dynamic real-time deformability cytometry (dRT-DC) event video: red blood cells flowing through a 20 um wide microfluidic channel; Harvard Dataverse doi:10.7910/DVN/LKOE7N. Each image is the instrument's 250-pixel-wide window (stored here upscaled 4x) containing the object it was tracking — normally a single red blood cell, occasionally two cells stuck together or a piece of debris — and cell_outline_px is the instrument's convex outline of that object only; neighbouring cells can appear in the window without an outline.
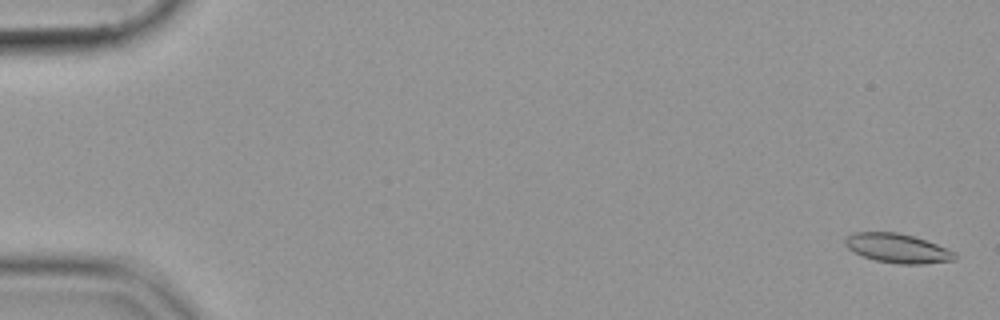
{"species": "common noctule bat (a hibernating species)", "species_latin": "Nyctalus noctula", "temperature_condition": "cold", "stored_images_in_passage": 56, "camera_frame_rate_fps": 3000, "um_per_image_px": 0.085, "animal": {"sex": "female", "body_mass_g": 19.9}, "frame": {"image": 1, "passage_image": 2, "time_ms": 0.333, "image_size_px": [1000, 320], "cell_outline_px": [[956, 260], [924, 264], [900, 264], [876, 260], [864, 256], [848, 248], [844, 244], [844, 240], [852, 232], [896, 232], [912, 236], [936, 244], [956, 252]], "centroid_in_image_um": [76.3, 21.1], "position_along_channel_um": 8.7, "area_um2": 18.5}}
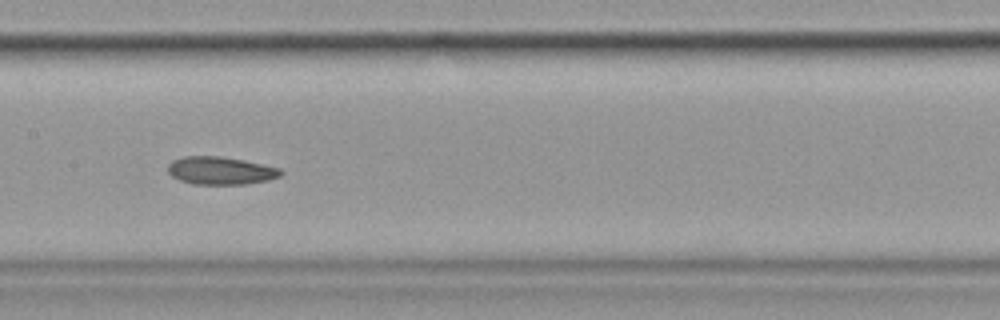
{"frame": {"image": 2, "passage_image": 29, "time_ms": 9.333, "image_size_px": [1000, 320], "cell_outline_px": [[284, 172], [280, 176], [268, 180], [244, 184], [192, 184], [180, 180], [172, 176], [168, 172], [168, 164], [172, 160], [184, 156], [220, 156], [244, 160], [280, 168]], "centroid_in_image_um": [18.74, 14.5], "position_along_channel_um": 188.7, "area_um2": 18.32}}
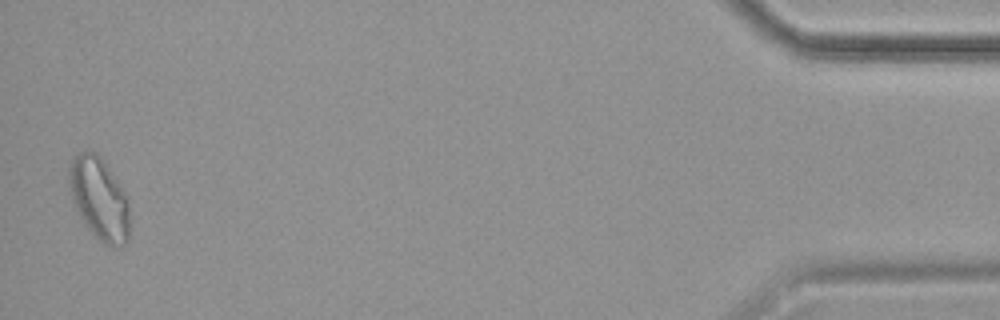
{"frame": {"image": 3, "passage_image": 55, "time_ms": 18.0, "image_size_px": [1000, 320], "cell_outline_px": [[128, 240], [120, 248], [112, 248], [104, 244], [88, 228], [80, 216], [72, 200], [68, 184], [68, 168], [72, 160], [76, 156], [84, 152], [96, 152], [128, 196]], "centroid_in_image_um": [8.43, 16.93], "position_along_channel_um": 426.8, "area_um2": 28.73}}